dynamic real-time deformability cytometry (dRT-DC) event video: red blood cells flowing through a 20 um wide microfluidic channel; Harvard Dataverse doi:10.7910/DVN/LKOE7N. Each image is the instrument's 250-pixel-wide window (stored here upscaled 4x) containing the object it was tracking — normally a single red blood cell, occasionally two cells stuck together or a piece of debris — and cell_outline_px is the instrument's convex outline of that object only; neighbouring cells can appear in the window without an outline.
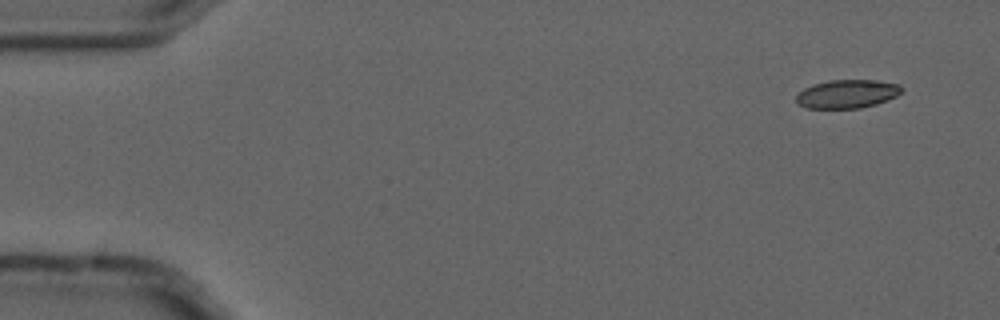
{"species": "common noctule bat (a hibernating species)", "species_latin": "Nyctalus noctula", "temperature_condition": "cold", "stored_images_in_passage": 6, "camera_frame_rate_fps": 3000, "um_per_image_px": 0.085, "animal": {"sex": "male", "forearm_length_mm": 52.5}, "frame": {"image": 1, "passage_image": 1, "time_ms": 0.0, "image_size_px": [1000, 320], "cell_outline_px": [[904, 88], [896, 96], [888, 100], [876, 104], [860, 108], [804, 108], [796, 104], [796, 96], [804, 88], [812, 84], [828, 80], [876, 80], [900, 84]], "centroid_in_image_um": [71.99, 7.98], "position_along_channel_um": 13.0, "area_um2": 17.69}}
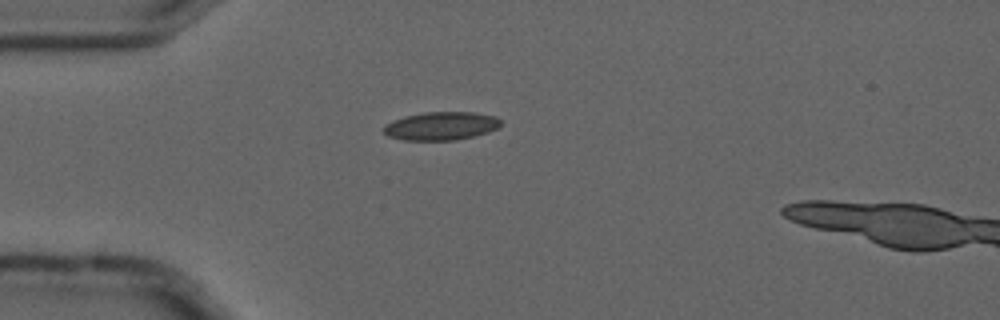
{"frame": {"image": 2, "passage_image": 4, "time_ms": 1.0, "image_size_px": [1000, 320], "cell_outline_px": [[500, 124], [496, 128], [488, 132], [456, 140], [404, 140], [388, 136], [384, 132], [384, 128], [388, 124], [404, 116], [424, 112], [476, 112], [496, 116], [500, 120]], "centroid_in_image_um": [37.52, 10.7], "position_along_channel_um": 47.5, "area_um2": 19.07}}
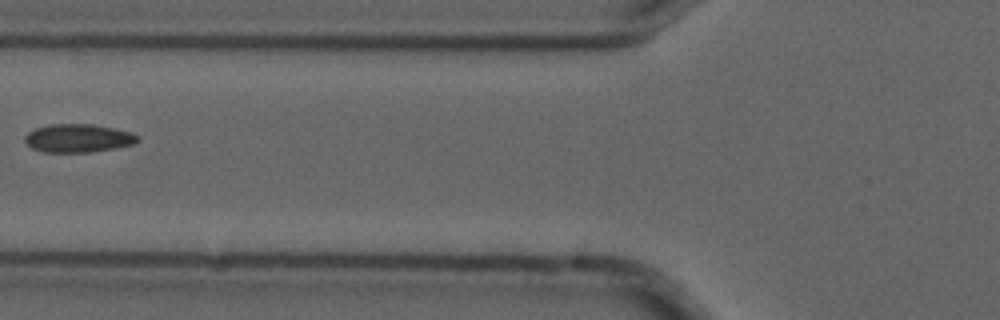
{"frame": {"image": 3, "passage_image": 6, "time_ms": 1.667, "image_size_px": [1000, 320], "cell_outline_px": [[140, 140], [132, 144], [116, 148], [88, 152], [44, 152], [32, 148], [24, 140], [24, 136], [28, 132], [36, 128], [48, 124], [92, 124], [132, 132], [140, 136]], "centroid_in_image_um": [6.65, 11.74], "position_along_channel_um": 119.2, "area_um2": 18.61}}